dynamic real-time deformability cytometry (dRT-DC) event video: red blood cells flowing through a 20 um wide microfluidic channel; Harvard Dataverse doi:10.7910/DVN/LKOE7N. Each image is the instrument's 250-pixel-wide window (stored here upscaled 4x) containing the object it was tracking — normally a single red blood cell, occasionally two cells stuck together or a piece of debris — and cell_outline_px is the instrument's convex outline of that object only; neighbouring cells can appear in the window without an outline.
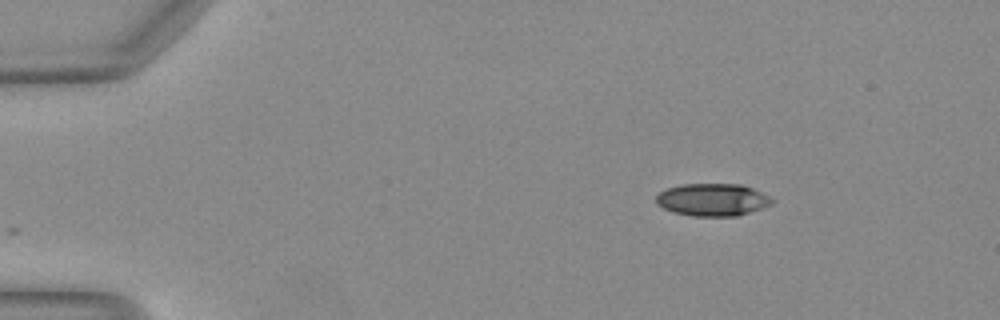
{"species": "Egyptian fruit bat (a non-hibernating species)", "species_latin": "Rousettus aegyptiacus", "temperature_condition": "warm", "stored_images_in_passage": 43, "camera_frame_rate_fps": 3000, "um_per_image_px": 0.085, "animal": {"sex": "female"}, "frame": {"image": 1, "passage_image": 1, "time_ms": 0.0, "image_size_px": [1000, 320], "cell_outline_px": [[776, 200], [772, 204], [736, 216], [692, 216], [672, 212], [656, 204], [656, 196], [660, 192], [668, 188], [680, 184], [740, 184], [752, 188]], "centroid_in_image_um": [60.54, 16.97], "position_along_channel_um": 24.5, "area_um2": 21.85}}
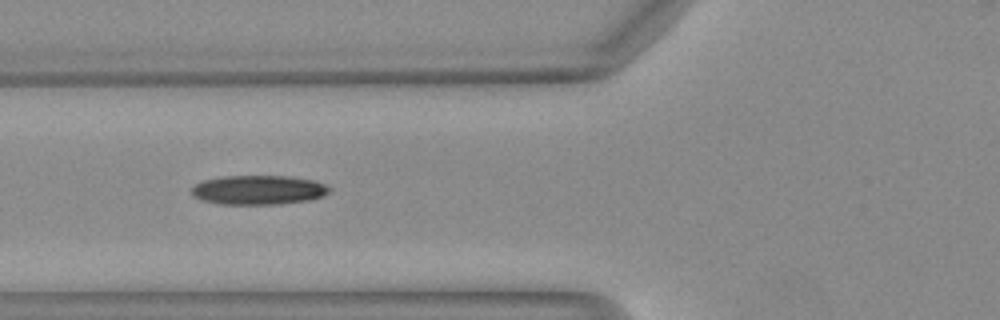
{"frame": {"image": 2, "passage_image": 13, "time_ms": 4.0, "image_size_px": [1000, 320], "cell_outline_px": [[332, 188], [324, 196], [308, 200], [280, 204], [220, 204], [204, 200], [192, 196], [192, 188], [196, 184], [204, 180], [224, 176], [288, 176], [312, 180], [324, 184]], "centroid_in_image_um": [21.98, 16.14], "position_along_channel_um": 103.8, "area_um2": 23.41}}
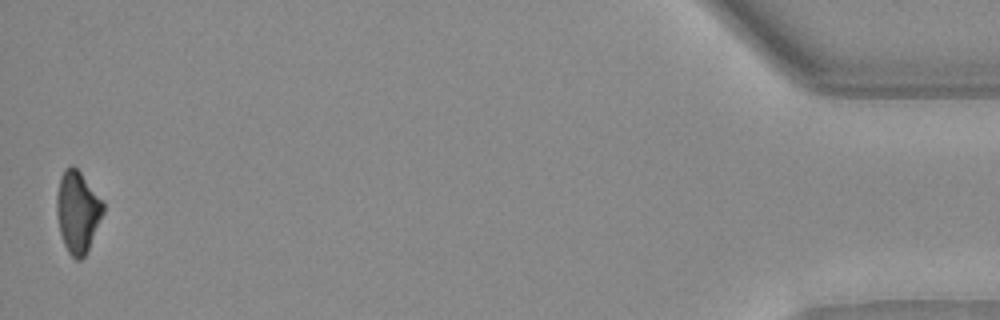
{"frame": {"image": 3, "passage_image": 43, "time_ms": 14.0, "image_size_px": [1000, 320], "cell_outline_px": [[104, 212], [88, 248], [84, 256], [80, 260], [76, 260], [68, 252], [64, 244], [60, 232], [56, 212], [56, 196], [60, 176], [64, 168], [72, 164], [80, 172], [104, 204]], "centroid_in_image_um": [6.57, 17.98], "position_along_channel_um": 428.6, "area_um2": 21.85}, "authors_computed_cell_mechanics": {"area_um2": 23.0044, "velocity_mm_per_s": 4.1346, "shape_relaxation_time_tau1_ms": 10.0232, "shape_relaxation_time_tau2_ms": null, "deformation_change_tau1": 0.2453, "deformation_change_tau2": null}}